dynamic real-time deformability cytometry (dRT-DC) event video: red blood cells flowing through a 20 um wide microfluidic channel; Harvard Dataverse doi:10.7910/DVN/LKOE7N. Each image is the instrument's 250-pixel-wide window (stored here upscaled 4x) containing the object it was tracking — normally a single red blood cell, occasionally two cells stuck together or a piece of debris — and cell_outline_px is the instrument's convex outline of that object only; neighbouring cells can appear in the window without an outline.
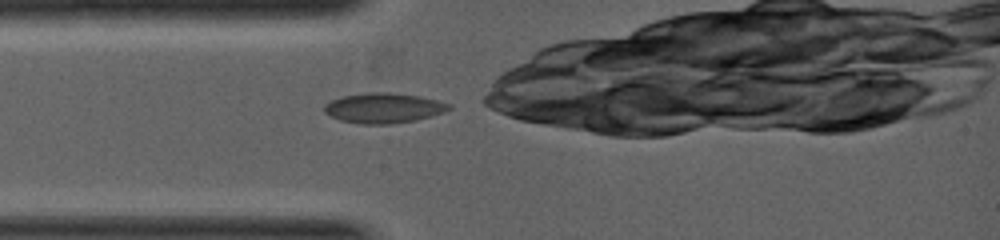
{"species": "common noctule bat (a hibernating species)", "species_latin": "Nyctalus noctula", "temperature_condition": "warm", "stored_images_in_passage": 1, "camera_frame_rate_fps": 5000, "um_per_image_px": 0.085, "animal": {"sex": "female", "body_mass_g": 19.0, "forearm_length_mm": 53.3}, "frame": {"image": 1, "passage_image": 1, "time_ms": 0.0, "image_size_px": [1000, 240], "cell_outline_px": [[452, 108], [444, 112], [416, 120], [392, 124], [364, 124], [340, 120], [324, 112], [324, 104], [332, 100], [344, 96], [368, 92], [388, 92], [420, 96], [452, 104]], "centroid_in_image_um": [32.63, 9.18], "position_along_channel_um": 52.4, "area_um2": 21.79}}